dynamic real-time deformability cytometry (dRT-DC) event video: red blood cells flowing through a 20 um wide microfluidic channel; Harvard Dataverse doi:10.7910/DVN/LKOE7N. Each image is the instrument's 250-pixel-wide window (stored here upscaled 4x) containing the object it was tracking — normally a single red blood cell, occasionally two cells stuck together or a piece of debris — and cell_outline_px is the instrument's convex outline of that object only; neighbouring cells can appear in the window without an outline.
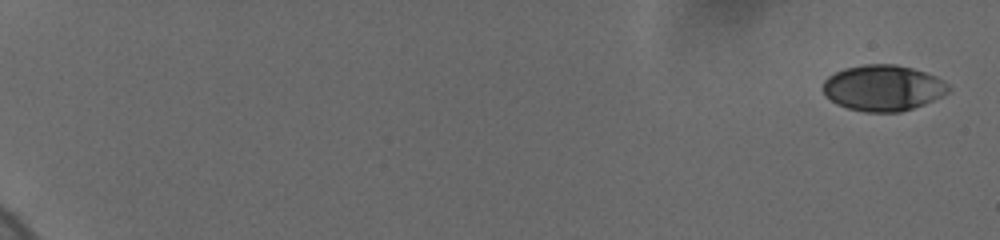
{"species": "human", "species_latin": "Homo sapiens", "temperature_condition": "cold", "stored_images_in_passage": 23, "camera_frame_rate_fps": 3000, "um_per_image_px": 0.085, "donor": {"sex": "female"}, "frame": {"image": 1, "passage_image": 1, "time_ms": 0.0, "image_size_px": [1000, 240], "cell_outline_px": [[948, 92], [924, 104], [900, 112], [864, 112], [848, 108], [836, 104], [820, 88], [824, 80], [828, 76], [844, 68], [864, 64], [896, 64], [912, 68], [936, 76], [948, 84]], "centroid_in_image_um": [75.02, 7.47], "position_along_channel_um": 10.0, "area_um2": 33.47}}
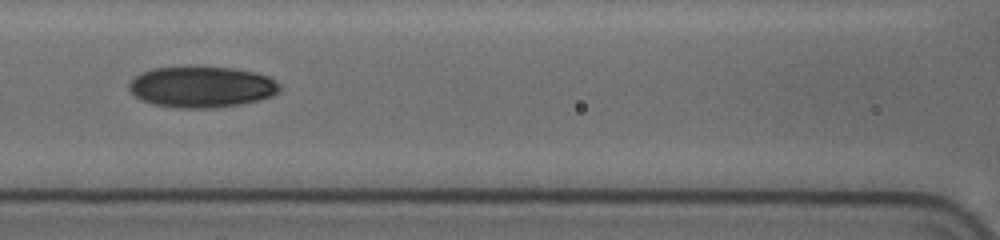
{"frame": {"image": 2, "passage_image": 17, "time_ms": 9.667, "image_size_px": [1000, 240], "cell_outline_px": [[280, 88], [272, 96], [260, 100], [240, 104], [208, 108], [180, 108], [152, 104], [136, 96], [128, 88], [128, 84], [136, 76], [152, 68], [236, 68], [256, 72], [268, 76], [280, 84]], "centroid_in_image_um": [17.17, 7.4], "position_along_channel_um": 149.4, "area_um2": 35.55}}
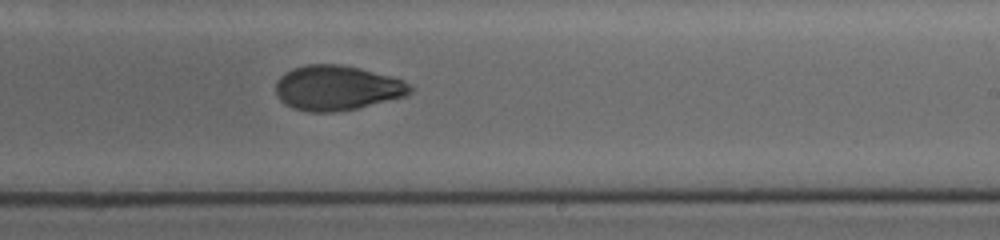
{"frame": {"image": 3, "passage_image": 23, "time_ms": 12.667, "image_size_px": [1000, 240], "cell_outline_px": [[412, 92], [404, 96], [356, 108], [336, 112], [312, 112], [296, 108], [280, 100], [276, 92], [276, 80], [280, 76], [292, 68], [308, 64], [340, 64], [360, 68], [404, 80], [412, 88]], "centroid_in_image_um": [28.63, 7.46], "position_along_channel_um": 260.4, "area_um2": 34.8}}